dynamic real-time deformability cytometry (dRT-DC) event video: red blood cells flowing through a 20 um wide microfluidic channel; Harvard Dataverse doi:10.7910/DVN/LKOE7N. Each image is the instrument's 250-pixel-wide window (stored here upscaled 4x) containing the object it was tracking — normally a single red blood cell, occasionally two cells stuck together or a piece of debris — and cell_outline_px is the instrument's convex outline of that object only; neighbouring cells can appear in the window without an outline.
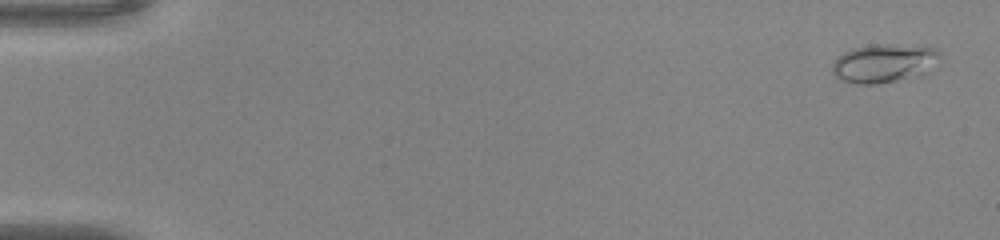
{"species": "common noctule bat (a hibernating species)", "species_latin": "Nyctalus noctula", "temperature_condition": "warm", "stored_images_in_passage": 51, "camera_frame_rate_fps": 3000, "um_per_image_px": 0.085, "animal": {"sex": "male", "body_mass_g": 20.0, "forearm_length_mm": 53.3}, "frame": {"image": 1, "passage_image": 2, "time_ms": 0.333, "image_size_px": [1000, 240], "cell_outline_px": [[940, 56], [928, 72], [924, 76], [876, 84], [856, 84], [844, 80], [836, 76], [832, 72], [832, 64], [844, 52], [852, 48], [872, 44], [888, 44], [932, 48], [940, 52]], "centroid_in_image_um": [75.15, 5.39], "position_along_channel_um": 9.9, "area_um2": 24.16}}
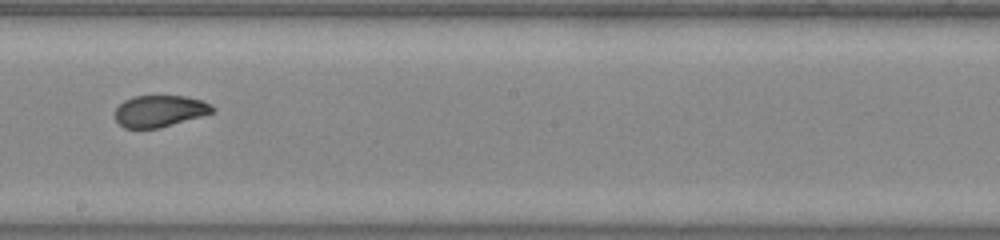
{"frame": {"image": 2, "passage_image": 30, "time_ms": 9.667, "image_size_px": [1000, 240], "cell_outline_px": [[216, 112], [160, 128], [124, 128], [116, 120], [116, 108], [124, 100], [132, 96], [184, 96], [200, 100], [212, 104], [216, 108]], "centroid_in_image_um": [13.61, 9.44], "position_along_channel_um": 234.6, "area_um2": 18.03}}
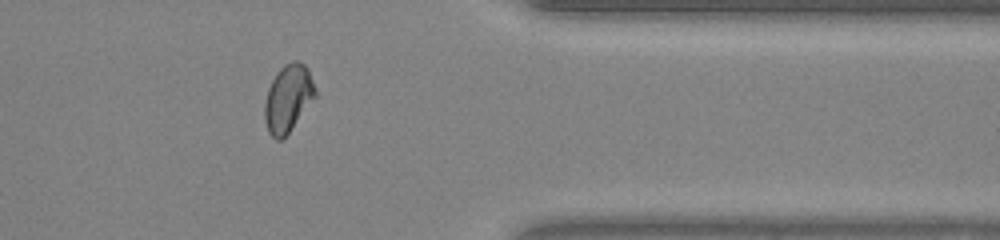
{"frame": {"image": 3, "passage_image": 42, "time_ms": 13.667, "image_size_px": [1000, 240], "cell_outline_px": [[316, 96], [288, 132], [280, 140], [276, 140], [268, 132], [264, 120], [264, 104], [268, 88], [276, 72], [284, 64], [292, 60], [300, 60], [308, 68], [316, 88]], "centroid_in_image_um": [24.48, 8.31], "position_along_channel_um": 386.9, "area_um2": 19.88}, "authors_computed_cell_mechanics": {"area_um2": 19.7676, "velocity_mm_per_s": 4.116, "shape_relaxation_time_tau1_ms": 5.1821, "shape_relaxation_time_tau2_ms": 0.9953, "deformation_change_tau1": 0.1694, "deformation_change_tau2": 0.048}}